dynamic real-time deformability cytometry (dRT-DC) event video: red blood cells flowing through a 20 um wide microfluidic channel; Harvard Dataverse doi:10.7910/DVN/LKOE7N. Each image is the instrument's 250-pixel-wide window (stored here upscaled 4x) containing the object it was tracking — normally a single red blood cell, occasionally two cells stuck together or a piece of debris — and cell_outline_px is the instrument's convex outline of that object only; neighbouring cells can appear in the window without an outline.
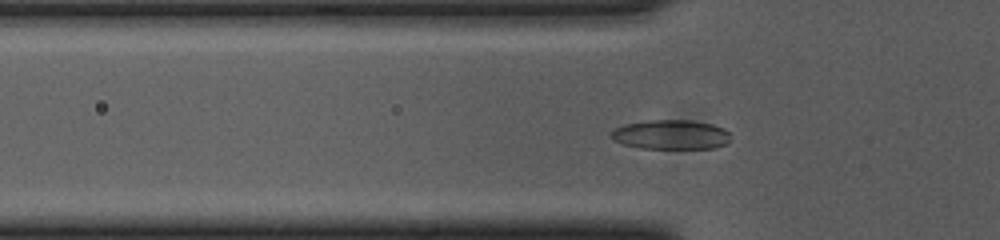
{"species": "common noctule bat (a hibernating species)", "species_latin": "Nyctalus noctula", "temperature_condition": "cold", "stored_images_in_passage": 40, "camera_frame_rate_fps": 3000, "um_per_image_px": 0.085, "animal": {"sex": "female", "body_mass_g": 23.0, "forearm_length_mm": 53.4}, "frame": {"image": 1, "passage_image": 2, "time_ms": 0.333, "image_size_px": [1000, 240], "cell_outline_px": [[732, 140], [728, 144], [716, 148], [640, 148], [624, 144], [616, 140], [612, 136], [612, 132], [616, 128], [624, 124], [648, 120], [688, 120], [712, 124], [724, 128], [732, 136]], "centroid_in_image_um": [57.12, 11.44], "position_along_channel_um": 68.7, "area_um2": 20.52}}
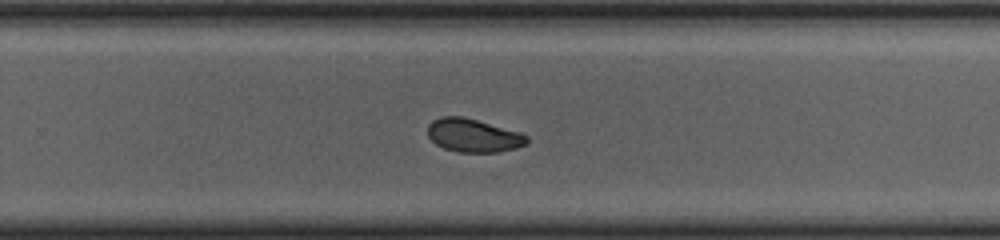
{"frame": {"image": 2, "passage_image": 20, "time_ms": 6.333, "image_size_px": [1000, 240], "cell_outline_px": [[528, 140], [524, 144], [516, 148], [496, 152], [460, 152], [444, 148], [436, 144], [428, 136], [428, 124], [432, 120], [440, 116], [460, 116], [476, 120], [520, 132], [528, 136]], "centroid_in_image_um": [40.2, 11.51], "position_along_channel_um": 289.6, "area_um2": 19.07}}
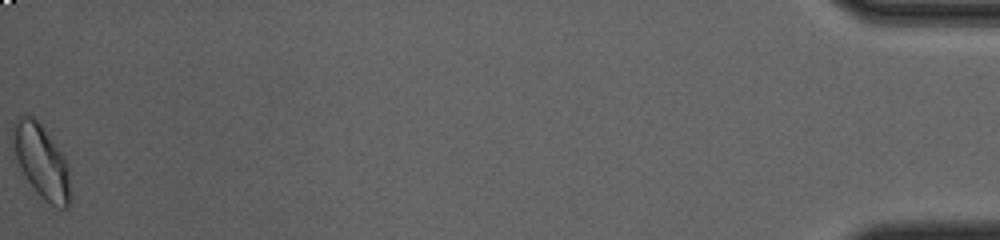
{"frame": {"image": 3, "passage_image": 40, "time_ms": 13.0, "image_size_px": [1000, 240], "cell_outline_px": [[72, 204], [68, 208], [56, 208], [44, 200], [36, 192], [12, 160], [12, 128], [20, 116], [32, 116], [40, 124], [64, 156], [68, 164], [72, 196]], "centroid_in_image_um": [3.52, 13.8], "position_along_channel_um": 431.7, "area_um2": 25.37}, "authors_computed_cell_mechanics": {"area_um2": 19.941, "velocity_mm_per_s": 3.6788, "shape_relaxation_time_tau1_ms": 7.2832, "shape_relaxation_time_tau2_ms": 4.9769, "deformation_change_tau1": 0.165, "deformation_change_tau2": 0.0842}}